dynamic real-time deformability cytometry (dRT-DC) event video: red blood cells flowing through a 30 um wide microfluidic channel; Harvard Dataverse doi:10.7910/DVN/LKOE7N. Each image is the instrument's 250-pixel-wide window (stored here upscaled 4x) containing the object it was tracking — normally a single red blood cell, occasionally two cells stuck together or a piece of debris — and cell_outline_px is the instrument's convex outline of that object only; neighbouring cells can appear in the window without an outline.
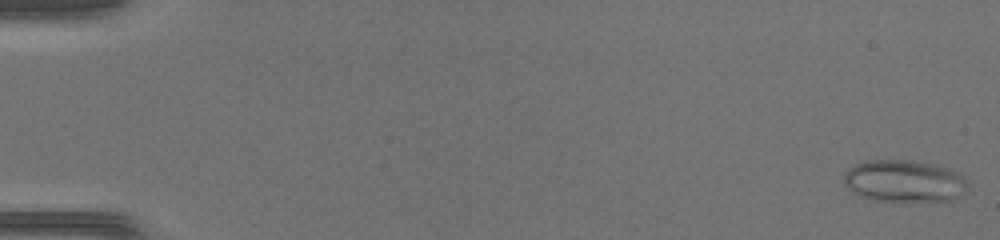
{"species": "common noctule bat (a hibernating species)", "species_latin": "Nyctalus noctula", "temperature_condition": "warm", "stored_images_in_passage": 46, "camera_frame_rate_fps": 3000, "um_per_image_px": 0.085, "animal": {"sex": "female", "body_mass_g": 17.0, "forearm_length_mm": 48.0}, "frame": {"image": 1, "passage_image": 1, "time_ms": 0.0, "image_size_px": [1000, 240], "cell_outline_px": [[964, 184], [956, 196], [952, 200], [904, 204], [872, 200], [852, 192], [844, 184], [844, 176], [856, 164], [868, 160], [912, 160], [944, 168], [952, 172], [964, 180]], "centroid_in_image_um": [76.73, 15.45], "position_along_channel_um": 8.3, "area_um2": 30.0}}
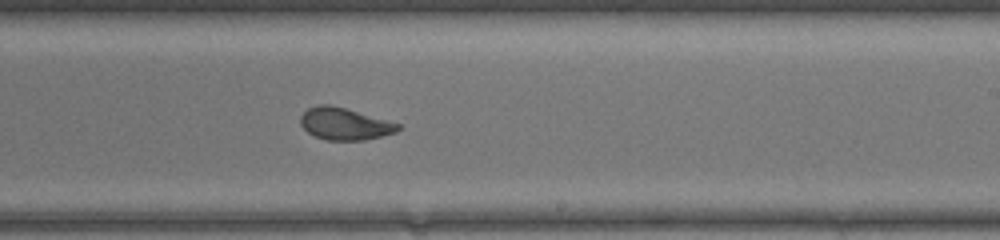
{"frame": {"image": 2, "passage_image": 29, "time_ms": 9.333, "image_size_px": [1000, 240], "cell_outline_px": [[400, 128], [396, 132], [364, 140], [328, 140], [316, 136], [308, 132], [300, 124], [300, 116], [308, 108], [320, 104], [328, 104], [344, 108], [400, 124]], "centroid_in_image_um": [29.26, 10.53], "position_along_channel_um": 259.7, "area_um2": 17.86}}
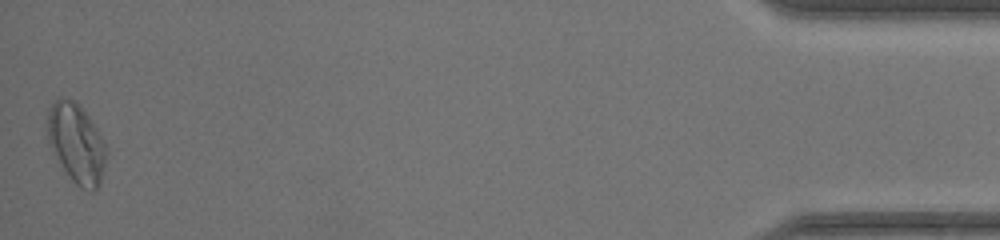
{"frame": {"image": 3, "passage_image": 46, "time_ms": 15.0, "image_size_px": [1000, 240], "cell_outline_px": [[108, 152], [100, 184], [92, 192], [88, 192], [80, 188], [72, 180], [64, 168], [48, 140], [48, 112], [52, 104], [56, 100], [72, 100], [88, 116], [100, 136]], "centroid_in_image_um": [6.53, 12.25], "position_along_channel_um": 428.7, "area_um2": 26.24}}